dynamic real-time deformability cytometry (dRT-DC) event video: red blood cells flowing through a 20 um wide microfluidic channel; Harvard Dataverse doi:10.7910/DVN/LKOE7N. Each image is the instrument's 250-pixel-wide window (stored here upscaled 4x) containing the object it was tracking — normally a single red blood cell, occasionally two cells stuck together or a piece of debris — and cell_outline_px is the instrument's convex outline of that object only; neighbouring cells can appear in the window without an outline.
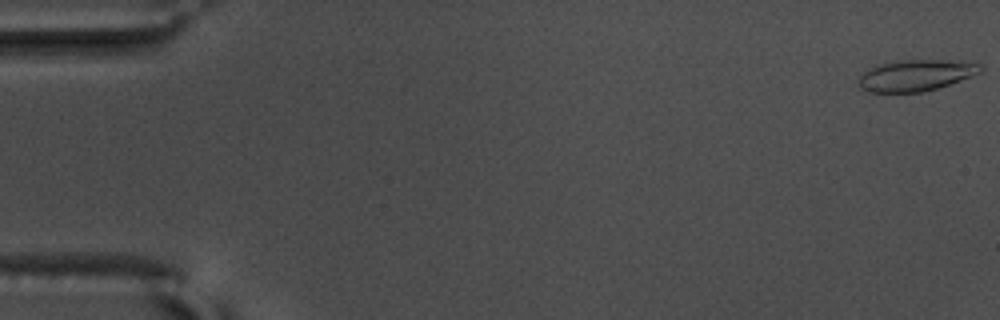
{"species": "common noctule bat (a hibernating species)", "species_latin": "Nyctalus noctula", "temperature_condition": "warm", "stored_images_in_passage": 56, "camera_frame_rate_fps": 3000, "um_per_image_px": 0.085, "animal": {"sex": "male", "body_mass_g": 17.5, "forearm_length_mm": 52.3}, "frame": {"image": 1, "passage_image": 1, "time_ms": 0.0, "image_size_px": [1000, 320], "cell_outline_px": [[984, 68], [980, 72], [972, 76], [924, 92], [868, 92], [860, 88], [860, 76], [864, 72], [876, 64], [904, 60], [940, 60], [980, 64]], "centroid_in_image_um": [77.82, 6.41], "position_along_channel_um": 7.2, "area_um2": 21.85}}
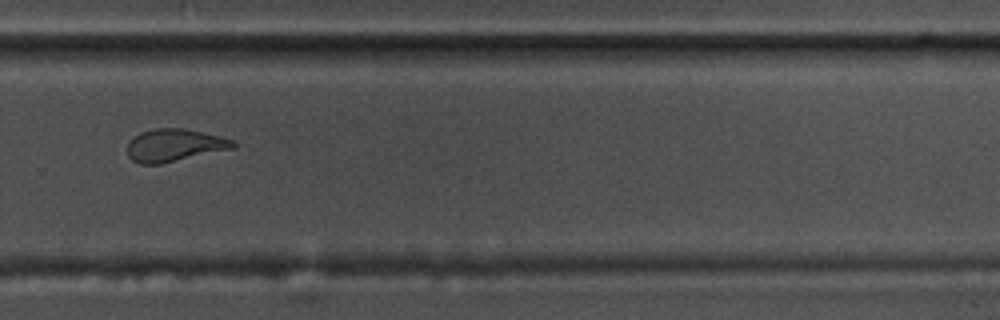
{"frame": {"image": 2, "passage_image": 39, "time_ms": 12.667, "image_size_px": [1000, 320], "cell_outline_px": [[236, 148], [160, 164], [140, 164], [132, 160], [128, 156], [128, 140], [140, 132], [156, 128], [184, 128], [220, 136], [232, 140], [236, 144]], "centroid_in_image_um": [14.81, 12.35], "position_along_channel_um": 315.0, "area_um2": 20.17}}
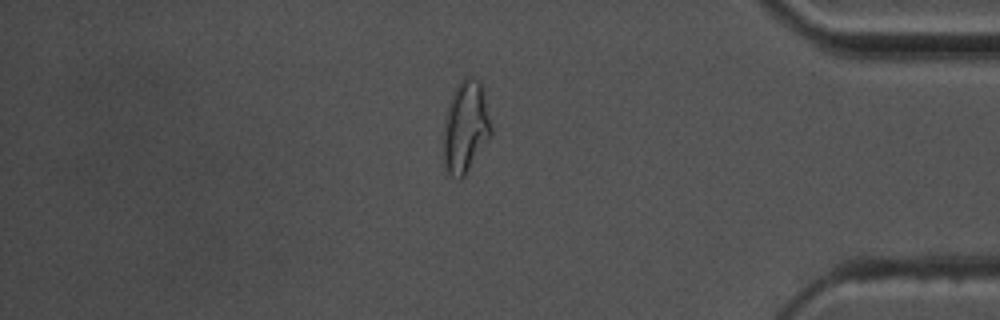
{"frame": {"image": 3, "passage_image": 48, "time_ms": 15.667, "image_size_px": [1000, 320], "cell_outline_px": [[492, 132], [464, 176], [460, 180], [456, 180], [448, 172], [444, 164], [444, 120], [448, 104], [452, 92], [456, 84], [464, 76], [472, 76], [480, 80], [484, 92], [492, 128]], "centroid_in_image_um": [39.56, 10.73], "position_along_channel_um": 395.6, "area_um2": 25.55}, "authors_computed_cell_mechanics": {"area_um2": 20.7791, "velocity_mm_per_s": 3.6514, "shape_relaxation_time_tau1_ms": null, "shape_relaxation_time_tau2_ms": 1.118, "deformation_change_tau1": null, "deformation_change_tau2": 0.0853}}